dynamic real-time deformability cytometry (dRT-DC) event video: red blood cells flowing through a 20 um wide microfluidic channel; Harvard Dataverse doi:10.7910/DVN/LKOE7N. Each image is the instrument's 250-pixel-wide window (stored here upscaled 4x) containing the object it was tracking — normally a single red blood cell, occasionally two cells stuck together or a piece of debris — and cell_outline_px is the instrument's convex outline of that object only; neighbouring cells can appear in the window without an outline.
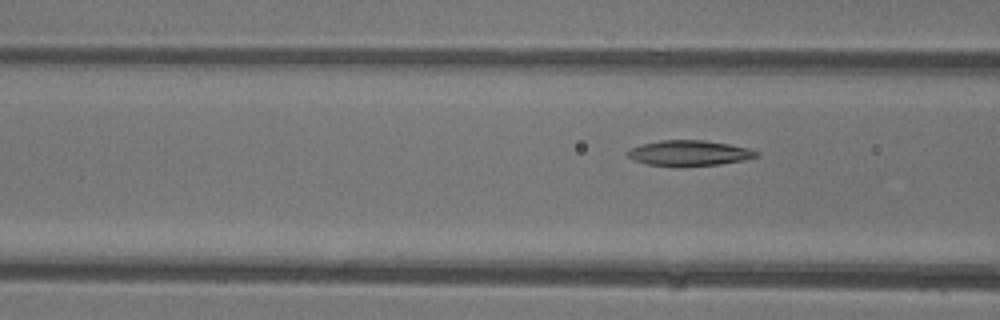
{"species": "common noctule bat (a hibernating species)", "species_latin": "Nyctalus noctula", "temperature_condition": "warm", "stored_images_in_passage": 6, "camera_frame_rate_fps": 3000, "um_per_image_px": 0.085, "animal": {"sex": "female"}, "frame": {"image": 1, "passage_image": 6, "time_ms": 7.0, "image_size_px": [1000, 320], "cell_outline_px": [[760, 156], [744, 160], [720, 164], [648, 164], [636, 160], [628, 156], [624, 152], [632, 148], [644, 144], [660, 140], [704, 140], [728, 144], [748, 148], [760, 152]], "centroid_in_image_um": [58.65, 12.97], "position_along_channel_um": 108.0, "area_um2": 18.32}}